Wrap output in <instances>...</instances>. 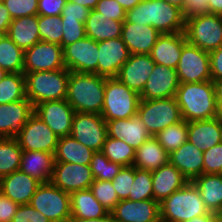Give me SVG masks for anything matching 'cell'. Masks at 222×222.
Wrapping results in <instances>:
<instances>
[{"label":"cell","mask_w":222,"mask_h":222,"mask_svg":"<svg viewBox=\"0 0 222 222\" xmlns=\"http://www.w3.org/2000/svg\"><path fill=\"white\" fill-rule=\"evenodd\" d=\"M123 28V21L109 20V17L101 13L90 10L85 23L86 36L96 42L108 39L120 38Z\"/></svg>","instance_id":"33"},{"label":"cell","mask_w":222,"mask_h":222,"mask_svg":"<svg viewBox=\"0 0 222 222\" xmlns=\"http://www.w3.org/2000/svg\"><path fill=\"white\" fill-rule=\"evenodd\" d=\"M34 113L57 136L70 135L75 111L65 99L41 102L34 106Z\"/></svg>","instance_id":"16"},{"label":"cell","mask_w":222,"mask_h":222,"mask_svg":"<svg viewBox=\"0 0 222 222\" xmlns=\"http://www.w3.org/2000/svg\"><path fill=\"white\" fill-rule=\"evenodd\" d=\"M22 150L43 151L55 154L59 136H57L35 113L15 137Z\"/></svg>","instance_id":"12"},{"label":"cell","mask_w":222,"mask_h":222,"mask_svg":"<svg viewBox=\"0 0 222 222\" xmlns=\"http://www.w3.org/2000/svg\"><path fill=\"white\" fill-rule=\"evenodd\" d=\"M169 4L175 5L182 9L186 16V0H165Z\"/></svg>","instance_id":"62"},{"label":"cell","mask_w":222,"mask_h":222,"mask_svg":"<svg viewBox=\"0 0 222 222\" xmlns=\"http://www.w3.org/2000/svg\"><path fill=\"white\" fill-rule=\"evenodd\" d=\"M199 12H207V0H186V16Z\"/></svg>","instance_id":"55"},{"label":"cell","mask_w":222,"mask_h":222,"mask_svg":"<svg viewBox=\"0 0 222 222\" xmlns=\"http://www.w3.org/2000/svg\"><path fill=\"white\" fill-rule=\"evenodd\" d=\"M185 13L165 0H142L126 11L123 22L152 26L161 34L184 32Z\"/></svg>","instance_id":"1"},{"label":"cell","mask_w":222,"mask_h":222,"mask_svg":"<svg viewBox=\"0 0 222 222\" xmlns=\"http://www.w3.org/2000/svg\"><path fill=\"white\" fill-rule=\"evenodd\" d=\"M6 35L23 51L40 42L38 15L12 19Z\"/></svg>","instance_id":"31"},{"label":"cell","mask_w":222,"mask_h":222,"mask_svg":"<svg viewBox=\"0 0 222 222\" xmlns=\"http://www.w3.org/2000/svg\"><path fill=\"white\" fill-rule=\"evenodd\" d=\"M128 199L132 201L154 199L151 171L134 167V181Z\"/></svg>","instance_id":"43"},{"label":"cell","mask_w":222,"mask_h":222,"mask_svg":"<svg viewBox=\"0 0 222 222\" xmlns=\"http://www.w3.org/2000/svg\"><path fill=\"white\" fill-rule=\"evenodd\" d=\"M217 101H222V79L214 82Z\"/></svg>","instance_id":"63"},{"label":"cell","mask_w":222,"mask_h":222,"mask_svg":"<svg viewBox=\"0 0 222 222\" xmlns=\"http://www.w3.org/2000/svg\"><path fill=\"white\" fill-rule=\"evenodd\" d=\"M135 149L122 139L107 136L102 153L111 161L122 166H132L135 160Z\"/></svg>","instance_id":"39"},{"label":"cell","mask_w":222,"mask_h":222,"mask_svg":"<svg viewBox=\"0 0 222 222\" xmlns=\"http://www.w3.org/2000/svg\"><path fill=\"white\" fill-rule=\"evenodd\" d=\"M210 54V71L213 82L222 79V46Z\"/></svg>","instance_id":"54"},{"label":"cell","mask_w":222,"mask_h":222,"mask_svg":"<svg viewBox=\"0 0 222 222\" xmlns=\"http://www.w3.org/2000/svg\"><path fill=\"white\" fill-rule=\"evenodd\" d=\"M203 174H222V143L203 152Z\"/></svg>","instance_id":"47"},{"label":"cell","mask_w":222,"mask_h":222,"mask_svg":"<svg viewBox=\"0 0 222 222\" xmlns=\"http://www.w3.org/2000/svg\"><path fill=\"white\" fill-rule=\"evenodd\" d=\"M12 222H50V220L30 204H24L19 205Z\"/></svg>","instance_id":"50"},{"label":"cell","mask_w":222,"mask_h":222,"mask_svg":"<svg viewBox=\"0 0 222 222\" xmlns=\"http://www.w3.org/2000/svg\"><path fill=\"white\" fill-rule=\"evenodd\" d=\"M187 222H222V215L220 213L209 212L207 215L194 217Z\"/></svg>","instance_id":"57"},{"label":"cell","mask_w":222,"mask_h":222,"mask_svg":"<svg viewBox=\"0 0 222 222\" xmlns=\"http://www.w3.org/2000/svg\"><path fill=\"white\" fill-rule=\"evenodd\" d=\"M175 99L182 118L187 121L208 120L217 115L218 101L212 80L179 83Z\"/></svg>","instance_id":"2"},{"label":"cell","mask_w":222,"mask_h":222,"mask_svg":"<svg viewBox=\"0 0 222 222\" xmlns=\"http://www.w3.org/2000/svg\"><path fill=\"white\" fill-rule=\"evenodd\" d=\"M186 42L184 32L161 34L149 55L155 64L176 69Z\"/></svg>","instance_id":"25"},{"label":"cell","mask_w":222,"mask_h":222,"mask_svg":"<svg viewBox=\"0 0 222 222\" xmlns=\"http://www.w3.org/2000/svg\"><path fill=\"white\" fill-rule=\"evenodd\" d=\"M208 213L199 190L191 181L160 203V217L166 222H187Z\"/></svg>","instance_id":"4"},{"label":"cell","mask_w":222,"mask_h":222,"mask_svg":"<svg viewBox=\"0 0 222 222\" xmlns=\"http://www.w3.org/2000/svg\"><path fill=\"white\" fill-rule=\"evenodd\" d=\"M71 220L99 219L109 211L99 203L90 189L70 194Z\"/></svg>","instance_id":"30"},{"label":"cell","mask_w":222,"mask_h":222,"mask_svg":"<svg viewBox=\"0 0 222 222\" xmlns=\"http://www.w3.org/2000/svg\"><path fill=\"white\" fill-rule=\"evenodd\" d=\"M151 175L153 197L159 204L188 182L183 174L170 163L151 171Z\"/></svg>","instance_id":"27"},{"label":"cell","mask_w":222,"mask_h":222,"mask_svg":"<svg viewBox=\"0 0 222 222\" xmlns=\"http://www.w3.org/2000/svg\"><path fill=\"white\" fill-rule=\"evenodd\" d=\"M98 54V42L87 36L63 47L66 69L73 72L98 75Z\"/></svg>","instance_id":"14"},{"label":"cell","mask_w":222,"mask_h":222,"mask_svg":"<svg viewBox=\"0 0 222 222\" xmlns=\"http://www.w3.org/2000/svg\"><path fill=\"white\" fill-rule=\"evenodd\" d=\"M207 13L222 15V0H207Z\"/></svg>","instance_id":"58"},{"label":"cell","mask_w":222,"mask_h":222,"mask_svg":"<svg viewBox=\"0 0 222 222\" xmlns=\"http://www.w3.org/2000/svg\"><path fill=\"white\" fill-rule=\"evenodd\" d=\"M7 74H8V73L0 67V82L4 79V77H5Z\"/></svg>","instance_id":"65"},{"label":"cell","mask_w":222,"mask_h":222,"mask_svg":"<svg viewBox=\"0 0 222 222\" xmlns=\"http://www.w3.org/2000/svg\"><path fill=\"white\" fill-rule=\"evenodd\" d=\"M26 97V79L23 73H8L0 82V104L13 103Z\"/></svg>","instance_id":"38"},{"label":"cell","mask_w":222,"mask_h":222,"mask_svg":"<svg viewBox=\"0 0 222 222\" xmlns=\"http://www.w3.org/2000/svg\"><path fill=\"white\" fill-rule=\"evenodd\" d=\"M161 33L152 26L123 22L122 41L130 54L148 55Z\"/></svg>","instance_id":"24"},{"label":"cell","mask_w":222,"mask_h":222,"mask_svg":"<svg viewBox=\"0 0 222 222\" xmlns=\"http://www.w3.org/2000/svg\"><path fill=\"white\" fill-rule=\"evenodd\" d=\"M89 13L90 9L79 4L66 1V4L61 12V17L62 19L77 20L85 24Z\"/></svg>","instance_id":"51"},{"label":"cell","mask_w":222,"mask_h":222,"mask_svg":"<svg viewBox=\"0 0 222 222\" xmlns=\"http://www.w3.org/2000/svg\"><path fill=\"white\" fill-rule=\"evenodd\" d=\"M70 136L94 152L102 151L108 136L106 121L101 114L75 112Z\"/></svg>","instance_id":"10"},{"label":"cell","mask_w":222,"mask_h":222,"mask_svg":"<svg viewBox=\"0 0 222 222\" xmlns=\"http://www.w3.org/2000/svg\"><path fill=\"white\" fill-rule=\"evenodd\" d=\"M155 66L150 55L131 54L120 68L117 79L140 94Z\"/></svg>","instance_id":"20"},{"label":"cell","mask_w":222,"mask_h":222,"mask_svg":"<svg viewBox=\"0 0 222 222\" xmlns=\"http://www.w3.org/2000/svg\"><path fill=\"white\" fill-rule=\"evenodd\" d=\"M94 10L109 17V20H125L126 11L116 0H99Z\"/></svg>","instance_id":"49"},{"label":"cell","mask_w":222,"mask_h":222,"mask_svg":"<svg viewBox=\"0 0 222 222\" xmlns=\"http://www.w3.org/2000/svg\"><path fill=\"white\" fill-rule=\"evenodd\" d=\"M12 19L38 15V0H3Z\"/></svg>","instance_id":"46"},{"label":"cell","mask_w":222,"mask_h":222,"mask_svg":"<svg viewBox=\"0 0 222 222\" xmlns=\"http://www.w3.org/2000/svg\"><path fill=\"white\" fill-rule=\"evenodd\" d=\"M41 183L21 170L0 178V192L19 205L29 204Z\"/></svg>","instance_id":"22"},{"label":"cell","mask_w":222,"mask_h":222,"mask_svg":"<svg viewBox=\"0 0 222 222\" xmlns=\"http://www.w3.org/2000/svg\"><path fill=\"white\" fill-rule=\"evenodd\" d=\"M188 122L184 119L176 124L166 127L155 135L158 142L170 154L187 141Z\"/></svg>","instance_id":"40"},{"label":"cell","mask_w":222,"mask_h":222,"mask_svg":"<svg viewBox=\"0 0 222 222\" xmlns=\"http://www.w3.org/2000/svg\"><path fill=\"white\" fill-rule=\"evenodd\" d=\"M71 222H115L111 212L99 219L71 220Z\"/></svg>","instance_id":"60"},{"label":"cell","mask_w":222,"mask_h":222,"mask_svg":"<svg viewBox=\"0 0 222 222\" xmlns=\"http://www.w3.org/2000/svg\"><path fill=\"white\" fill-rule=\"evenodd\" d=\"M19 204L0 192V222H12Z\"/></svg>","instance_id":"53"},{"label":"cell","mask_w":222,"mask_h":222,"mask_svg":"<svg viewBox=\"0 0 222 222\" xmlns=\"http://www.w3.org/2000/svg\"><path fill=\"white\" fill-rule=\"evenodd\" d=\"M184 34L188 43L210 53L222 46V15L190 14L185 17Z\"/></svg>","instance_id":"6"},{"label":"cell","mask_w":222,"mask_h":222,"mask_svg":"<svg viewBox=\"0 0 222 222\" xmlns=\"http://www.w3.org/2000/svg\"><path fill=\"white\" fill-rule=\"evenodd\" d=\"M40 40L62 46V17L38 15Z\"/></svg>","instance_id":"41"},{"label":"cell","mask_w":222,"mask_h":222,"mask_svg":"<svg viewBox=\"0 0 222 222\" xmlns=\"http://www.w3.org/2000/svg\"><path fill=\"white\" fill-rule=\"evenodd\" d=\"M179 87L176 69L155 64L142 92L141 100L173 98Z\"/></svg>","instance_id":"18"},{"label":"cell","mask_w":222,"mask_h":222,"mask_svg":"<svg viewBox=\"0 0 222 222\" xmlns=\"http://www.w3.org/2000/svg\"><path fill=\"white\" fill-rule=\"evenodd\" d=\"M95 152L72 136L59 137L54 154L55 162H69L80 165H90Z\"/></svg>","instance_id":"35"},{"label":"cell","mask_w":222,"mask_h":222,"mask_svg":"<svg viewBox=\"0 0 222 222\" xmlns=\"http://www.w3.org/2000/svg\"><path fill=\"white\" fill-rule=\"evenodd\" d=\"M106 78L94 73L70 71L66 101L75 112L101 114Z\"/></svg>","instance_id":"3"},{"label":"cell","mask_w":222,"mask_h":222,"mask_svg":"<svg viewBox=\"0 0 222 222\" xmlns=\"http://www.w3.org/2000/svg\"><path fill=\"white\" fill-rule=\"evenodd\" d=\"M206 208L212 213L222 211V174H202L193 181Z\"/></svg>","instance_id":"34"},{"label":"cell","mask_w":222,"mask_h":222,"mask_svg":"<svg viewBox=\"0 0 222 222\" xmlns=\"http://www.w3.org/2000/svg\"><path fill=\"white\" fill-rule=\"evenodd\" d=\"M93 196L111 212L120 201L112 185V181L94 180L89 188Z\"/></svg>","instance_id":"44"},{"label":"cell","mask_w":222,"mask_h":222,"mask_svg":"<svg viewBox=\"0 0 222 222\" xmlns=\"http://www.w3.org/2000/svg\"><path fill=\"white\" fill-rule=\"evenodd\" d=\"M67 0H38V15L59 16Z\"/></svg>","instance_id":"52"},{"label":"cell","mask_w":222,"mask_h":222,"mask_svg":"<svg viewBox=\"0 0 222 222\" xmlns=\"http://www.w3.org/2000/svg\"><path fill=\"white\" fill-rule=\"evenodd\" d=\"M154 222H166L165 220H163L161 217L159 219H157L156 221Z\"/></svg>","instance_id":"66"},{"label":"cell","mask_w":222,"mask_h":222,"mask_svg":"<svg viewBox=\"0 0 222 222\" xmlns=\"http://www.w3.org/2000/svg\"><path fill=\"white\" fill-rule=\"evenodd\" d=\"M222 122L217 118L188 122L187 140L202 152L221 143Z\"/></svg>","instance_id":"28"},{"label":"cell","mask_w":222,"mask_h":222,"mask_svg":"<svg viewBox=\"0 0 222 222\" xmlns=\"http://www.w3.org/2000/svg\"><path fill=\"white\" fill-rule=\"evenodd\" d=\"M62 25V47L73 44L86 37L84 23L72 19H62Z\"/></svg>","instance_id":"48"},{"label":"cell","mask_w":222,"mask_h":222,"mask_svg":"<svg viewBox=\"0 0 222 222\" xmlns=\"http://www.w3.org/2000/svg\"><path fill=\"white\" fill-rule=\"evenodd\" d=\"M11 21L12 18L9 14V11L3 3H0V35L7 33Z\"/></svg>","instance_id":"56"},{"label":"cell","mask_w":222,"mask_h":222,"mask_svg":"<svg viewBox=\"0 0 222 222\" xmlns=\"http://www.w3.org/2000/svg\"><path fill=\"white\" fill-rule=\"evenodd\" d=\"M29 204L50 222H71L70 194L51 182L41 184Z\"/></svg>","instance_id":"9"},{"label":"cell","mask_w":222,"mask_h":222,"mask_svg":"<svg viewBox=\"0 0 222 222\" xmlns=\"http://www.w3.org/2000/svg\"><path fill=\"white\" fill-rule=\"evenodd\" d=\"M176 72L179 83H197L211 80L209 52L186 42L183 45Z\"/></svg>","instance_id":"11"},{"label":"cell","mask_w":222,"mask_h":222,"mask_svg":"<svg viewBox=\"0 0 222 222\" xmlns=\"http://www.w3.org/2000/svg\"><path fill=\"white\" fill-rule=\"evenodd\" d=\"M169 163V153L158 142L155 136H150L136 151L133 166L135 168L153 171Z\"/></svg>","instance_id":"32"},{"label":"cell","mask_w":222,"mask_h":222,"mask_svg":"<svg viewBox=\"0 0 222 222\" xmlns=\"http://www.w3.org/2000/svg\"><path fill=\"white\" fill-rule=\"evenodd\" d=\"M50 182L64 192L71 194L75 191L89 189L94 178L90 165L55 162Z\"/></svg>","instance_id":"15"},{"label":"cell","mask_w":222,"mask_h":222,"mask_svg":"<svg viewBox=\"0 0 222 222\" xmlns=\"http://www.w3.org/2000/svg\"><path fill=\"white\" fill-rule=\"evenodd\" d=\"M137 114L151 136L183 120L175 97L140 100Z\"/></svg>","instance_id":"8"},{"label":"cell","mask_w":222,"mask_h":222,"mask_svg":"<svg viewBox=\"0 0 222 222\" xmlns=\"http://www.w3.org/2000/svg\"><path fill=\"white\" fill-rule=\"evenodd\" d=\"M125 11L134 8L142 0H116Z\"/></svg>","instance_id":"61"},{"label":"cell","mask_w":222,"mask_h":222,"mask_svg":"<svg viewBox=\"0 0 222 222\" xmlns=\"http://www.w3.org/2000/svg\"><path fill=\"white\" fill-rule=\"evenodd\" d=\"M70 71H37L25 74L26 97L33 107L41 102L66 99Z\"/></svg>","instance_id":"5"},{"label":"cell","mask_w":222,"mask_h":222,"mask_svg":"<svg viewBox=\"0 0 222 222\" xmlns=\"http://www.w3.org/2000/svg\"><path fill=\"white\" fill-rule=\"evenodd\" d=\"M123 166L111 162L101 151L95 152L90 162L94 180L112 181Z\"/></svg>","instance_id":"42"},{"label":"cell","mask_w":222,"mask_h":222,"mask_svg":"<svg viewBox=\"0 0 222 222\" xmlns=\"http://www.w3.org/2000/svg\"><path fill=\"white\" fill-rule=\"evenodd\" d=\"M216 117L222 122V101H218Z\"/></svg>","instance_id":"64"},{"label":"cell","mask_w":222,"mask_h":222,"mask_svg":"<svg viewBox=\"0 0 222 222\" xmlns=\"http://www.w3.org/2000/svg\"><path fill=\"white\" fill-rule=\"evenodd\" d=\"M33 113L34 107L27 98L0 104V137L15 138Z\"/></svg>","instance_id":"21"},{"label":"cell","mask_w":222,"mask_h":222,"mask_svg":"<svg viewBox=\"0 0 222 222\" xmlns=\"http://www.w3.org/2000/svg\"><path fill=\"white\" fill-rule=\"evenodd\" d=\"M67 1L79 4L90 10L94 9L97 3L99 2V0H67Z\"/></svg>","instance_id":"59"},{"label":"cell","mask_w":222,"mask_h":222,"mask_svg":"<svg viewBox=\"0 0 222 222\" xmlns=\"http://www.w3.org/2000/svg\"><path fill=\"white\" fill-rule=\"evenodd\" d=\"M111 214L115 222H154L160 218V204L154 199L120 200Z\"/></svg>","instance_id":"19"},{"label":"cell","mask_w":222,"mask_h":222,"mask_svg":"<svg viewBox=\"0 0 222 222\" xmlns=\"http://www.w3.org/2000/svg\"><path fill=\"white\" fill-rule=\"evenodd\" d=\"M66 68L63 47L40 41L24 51L23 74L37 71H56Z\"/></svg>","instance_id":"13"},{"label":"cell","mask_w":222,"mask_h":222,"mask_svg":"<svg viewBox=\"0 0 222 222\" xmlns=\"http://www.w3.org/2000/svg\"><path fill=\"white\" fill-rule=\"evenodd\" d=\"M106 124L109 137L122 139L135 150L151 136L138 114L127 119L109 120Z\"/></svg>","instance_id":"23"},{"label":"cell","mask_w":222,"mask_h":222,"mask_svg":"<svg viewBox=\"0 0 222 222\" xmlns=\"http://www.w3.org/2000/svg\"><path fill=\"white\" fill-rule=\"evenodd\" d=\"M55 163L54 154L43 151L23 150L20 169L41 184L49 183Z\"/></svg>","instance_id":"29"},{"label":"cell","mask_w":222,"mask_h":222,"mask_svg":"<svg viewBox=\"0 0 222 222\" xmlns=\"http://www.w3.org/2000/svg\"><path fill=\"white\" fill-rule=\"evenodd\" d=\"M134 181V166H123L112 180L119 200L128 199Z\"/></svg>","instance_id":"45"},{"label":"cell","mask_w":222,"mask_h":222,"mask_svg":"<svg viewBox=\"0 0 222 222\" xmlns=\"http://www.w3.org/2000/svg\"><path fill=\"white\" fill-rule=\"evenodd\" d=\"M169 163L191 182L203 174V152L188 140L169 154Z\"/></svg>","instance_id":"26"},{"label":"cell","mask_w":222,"mask_h":222,"mask_svg":"<svg viewBox=\"0 0 222 222\" xmlns=\"http://www.w3.org/2000/svg\"><path fill=\"white\" fill-rule=\"evenodd\" d=\"M24 51L6 34L0 35V67L7 73H23Z\"/></svg>","instance_id":"37"},{"label":"cell","mask_w":222,"mask_h":222,"mask_svg":"<svg viewBox=\"0 0 222 222\" xmlns=\"http://www.w3.org/2000/svg\"><path fill=\"white\" fill-rule=\"evenodd\" d=\"M98 50V75L105 78H116L131 55L121 37L98 42Z\"/></svg>","instance_id":"17"},{"label":"cell","mask_w":222,"mask_h":222,"mask_svg":"<svg viewBox=\"0 0 222 222\" xmlns=\"http://www.w3.org/2000/svg\"><path fill=\"white\" fill-rule=\"evenodd\" d=\"M22 153L16 138L0 137V178L20 169Z\"/></svg>","instance_id":"36"},{"label":"cell","mask_w":222,"mask_h":222,"mask_svg":"<svg viewBox=\"0 0 222 222\" xmlns=\"http://www.w3.org/2000/svg\"><path fill=\"white\" fill-rule=\"evenodd\" d=\"M140 94L117 78H106L101 116L105 121L127 119L137 114Z\"/></svg>","instance_id":"7"}]
</instances>
